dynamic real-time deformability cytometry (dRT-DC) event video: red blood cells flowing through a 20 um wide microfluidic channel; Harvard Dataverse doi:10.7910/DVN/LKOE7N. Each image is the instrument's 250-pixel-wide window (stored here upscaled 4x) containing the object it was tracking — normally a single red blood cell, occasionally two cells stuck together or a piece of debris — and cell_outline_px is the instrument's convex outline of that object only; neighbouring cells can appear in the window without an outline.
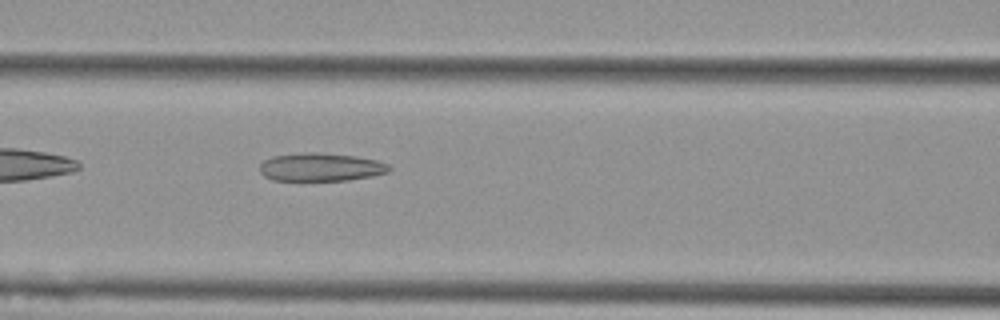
{"species": "Egyptian fruit bat (a non-hibernating species)", "species_latin": "Rousettus aegyptiacus", "temperature_condition": "cold", "stored_images_in_passage": 37, "camera_frame_rate_fps": 3000, "um_per_image_px": 0.085, "animal": {"sex": "female"}, "frame": {"image": 1, "passage_image": 6, "time_ms": 1.667, "image_size_px": [1000, 320], "cell_outline_px": [[392, 168], [388, 172], [372, 176], [348, 180], [272, 180], [264, 176], [260, 172], [260, 164], [264, 160], [272, 156], [304, 152], [316, 152], [356, 156], [376, 160], [388, 164]], "centroid_in_image_um": [27.26, 14.2], "position_along_channel_um": 139.3, "area_um2": 21.27}}
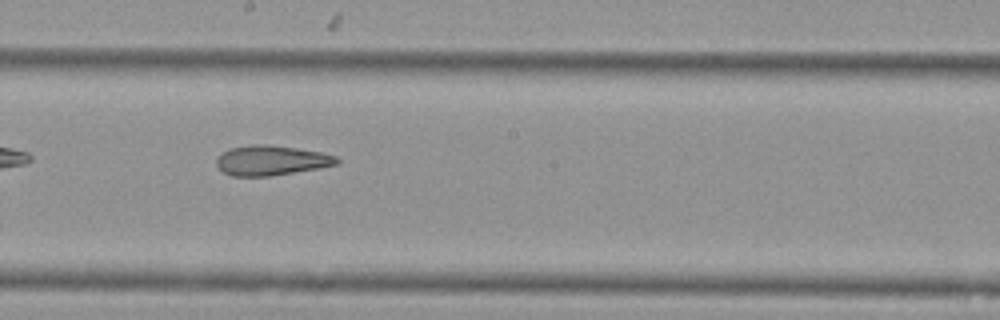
{"frame": {"image": 2, "passage_image": 13, "time_ms": 4.0, "image_size_px": [1000, 320], "cell_outline_px": [[340, 164], [320, 168], [268, 176], [232, 176], [224, 172], [216, 164], [216, 156], [232, 148], [252, 144], [268, 144], [324, 152], [336, 156], [340, 160]], "centroid_in_image_um": [23.1, 13.63], "position_along_channel_um": 225.1, "area_um2": 21.04}}
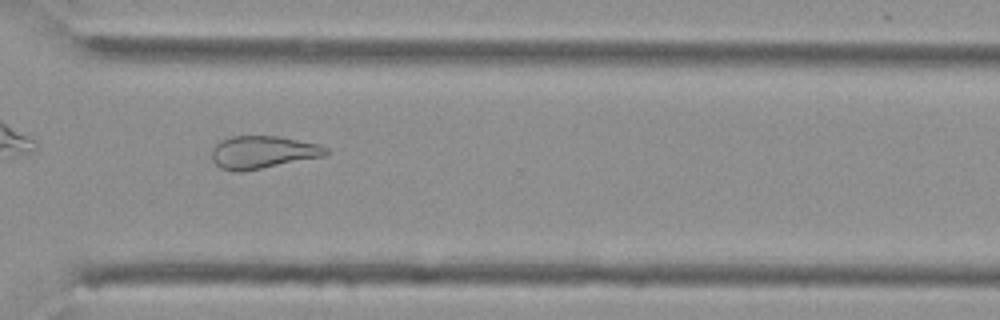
{"frame": {"image": 3, "passage_image": 23, "time_ms": 7.333, "image_size_px": [1000, 320], "cell_outline_px": [[328, 152], [324, 156], [244, 172], [236, 172], [220, 168], [212, 160], [212, 148], [220, 140], [232, 136], [280, 136], [320, 144], [328, 148]], "centroid_in_image_um": [22.33, 12.94], "position_along_channel_um": 348.3, "area_um2": 21.96}}